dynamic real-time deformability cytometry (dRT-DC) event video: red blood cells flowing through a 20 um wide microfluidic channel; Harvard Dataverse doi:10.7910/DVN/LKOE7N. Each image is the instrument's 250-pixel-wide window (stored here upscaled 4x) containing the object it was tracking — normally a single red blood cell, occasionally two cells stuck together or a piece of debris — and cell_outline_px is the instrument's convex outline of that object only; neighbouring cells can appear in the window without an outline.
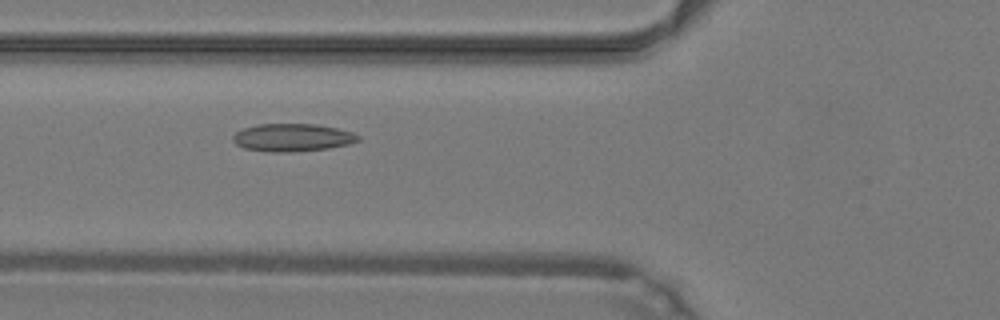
{"species": "common noctule bat (a hibernating species)", "species_latin": "Nyctalus noctula", "temperature_condition": "warm", "stored_images_in_passage": 40, "camera_frame_rate_fps": 3000, "um_per_image_px": 0.085, "animal": {"sex": "male", "body_mass_g": 19.2, "forearm_length_mm": 51.8}, "frame": {"image": 1, "passage_image": 10, "time_ms": 3.0, "image_size_px": [1000, 320], "cell_outline_px": [[360, 140], [348, 144], [328, 148], [292, 152], [264, 152], [244, 148], [236, 144], [232, 140], [232, 136], [236, 132], [244, 128], [256, 124], [316, 124], [336, 128], [352, 132], [360, 136]], "centroid_in_image_um": [24.82, 11.69], "position_along_channel_um": 101.0, "area_um2": 20.35}}
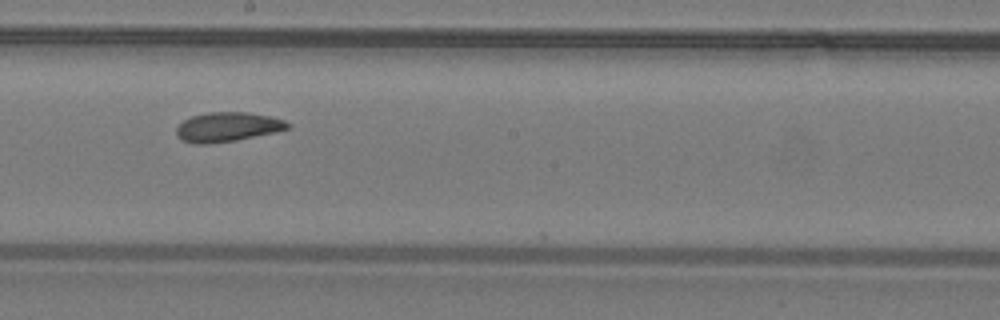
{"frame": {"image": 2, "passage_image": 19, "time_ms": 6.0, "image_size_px": [1000, 320], "cell_outline_px": [[292, 124], [288, 128], [276, 132], [236, 140], [208, 144], [192, 144], [176, 136], [176, 128], [184, 120], [192, 116], [208, 112], [248, 112], [268, 116], [284, 120]], "centroid_in_image_um": [19.33, 10.79], "position_along_channel_um": 228.9, "area_um2": 19.07}}
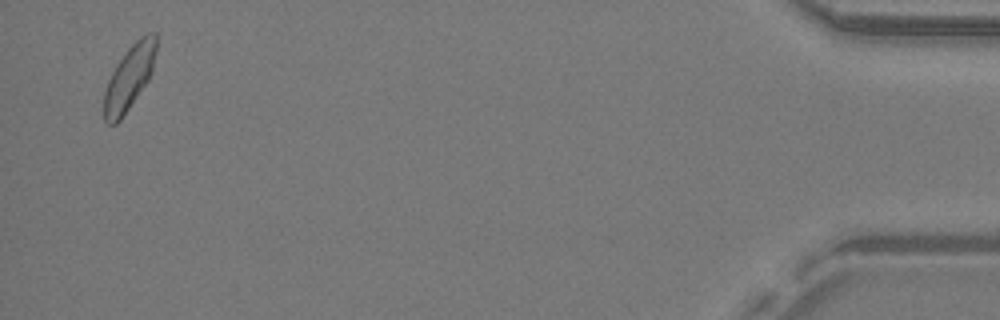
{"frame": {"image": 3, "passage_image": 39, "time_ms": 12.667, "image_size_px": [1000, 320], "cell_outline_px": [[156, 52], [152, 72], [148, 80], [120, 120], [116, 124], [108, 124], [104, 120], [104, 92], [108, 80], [116, 64], [128, 48], [140, 36], [148, 32], [156, 32]], "centroid_in_image_um": [10.99, 6.57], "position_along_channel_um": 424.2, "area_um2": 19.48}, "authors_computed_cell_mechanics": {"area_um2": 19.363, "velocity_mm_per_s": 4.2498, "shape_relaxation_time_tau1_ms": 6.2564, "shape_relaxation_time_tau2_ms": 2.3285, "deformation_change_tau1": 0.1299, "deformation_change_tau2": 0.0725}}